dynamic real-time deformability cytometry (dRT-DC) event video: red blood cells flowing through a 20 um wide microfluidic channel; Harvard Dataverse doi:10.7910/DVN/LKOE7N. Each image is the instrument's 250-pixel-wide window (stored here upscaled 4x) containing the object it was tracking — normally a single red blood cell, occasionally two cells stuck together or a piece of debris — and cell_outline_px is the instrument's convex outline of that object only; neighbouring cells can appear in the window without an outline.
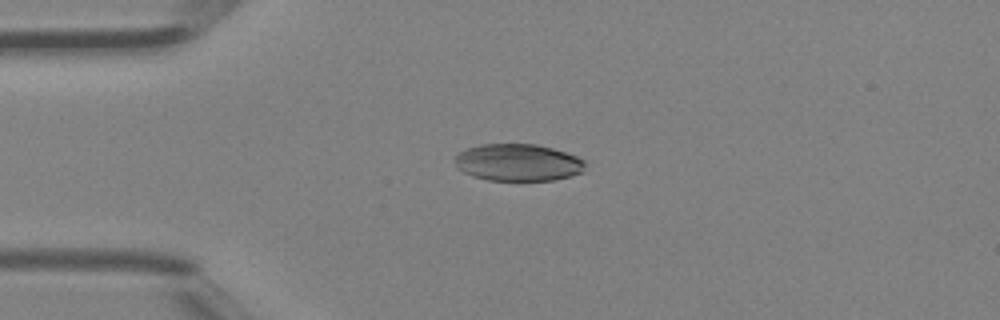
{"species": "Egyptian fruit bat (a non-hibernating species)", "species_latin": "Rousettus aegyptiacus", "temperature_condition": "room temperature", "stored_images_in_passage": 44, "camera_frame_rate_fps": 3000, "um_per_image_px": 0.085, "animal": {"sex": "female"}, "frame": {"image": 1, "passage_image": 10, "time_ms": 3.0, "image_size_px": [1000, 320], "cell_outline_px": [[584, 172], [552, 180], [488, 180], [472, 176], [456, 168], [456, 156], [460, 152], [468, 148], [480, 144], [536, 144], [552, 148], [576, 156], [584, 160]], "centroid_in_image_um": [44.02, 13.81], "position_along_channel_um": 41.0, "area_um2": 27.98}}
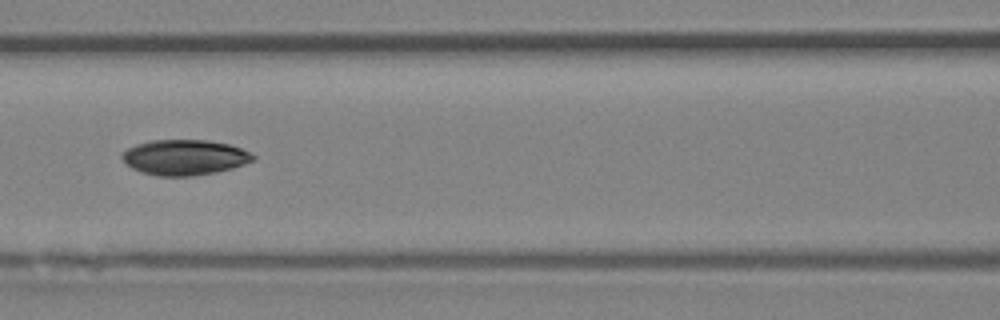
{"frame": {"image": 2, "passage_image": 19, "time_ms": 6.0, "image_size_px": [1000, 320], "cell_outline_px": [[256, 160], [232, 168], [216, 172], [192, 176], [156, 176], [140, 172], [132, 168], [120, 156], [120, 152], [136, 144], [148, 140], [208, 140], [228, 144], [252, 152], [256, 156]], "centroid_in_image_um": [15.69, 13.37], "position_along_channel_um": 150.9, "area_um2": 27.28}}
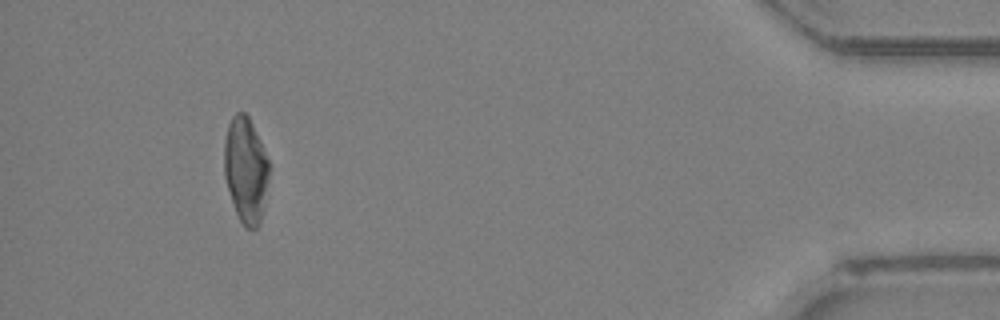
{"frame": {"image": 3, "passage_image": 41, "time_ms": 13.333, "image_size_px": [1000, 320], "cell_outline_px": [[268, 180], [260, 224], [256, 228], [244, 228], [236, 212], [224, 176], [224, 140], [228, 124], [232, 116], [236, 112], [244, 112], [248, 116], [260, 140], [268, 160]], "centroid_in_image_um": [20.87, 14.42], "position_along_channel_um": 414.3, "area_um2": 27.4}, "authors_computed_cell_mechanics": {"area_um2": 27.6284, "velocity_mm_per_s": 4.524, "shape_relaxation_time_tau1_ms": 3.7046, "shape_relaxation_time_tau2_ms": null, "deformation_change_tau1": 0.1324, "deformation_change_tau2": null}}